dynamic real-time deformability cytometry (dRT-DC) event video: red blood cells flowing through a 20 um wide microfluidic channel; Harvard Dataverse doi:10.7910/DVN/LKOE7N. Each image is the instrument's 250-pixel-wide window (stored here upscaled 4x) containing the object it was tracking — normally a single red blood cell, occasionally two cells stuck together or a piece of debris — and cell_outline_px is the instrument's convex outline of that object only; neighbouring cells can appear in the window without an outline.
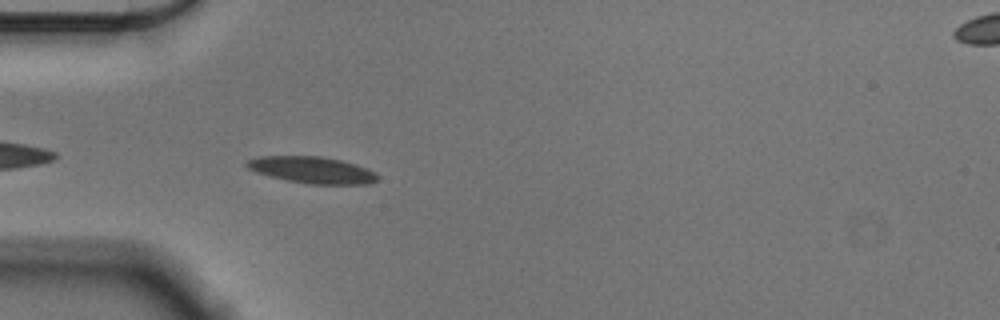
{"species": "Egyptian fruit bat (a non-hibernating species)", "species_latin": "Rousettus aegyptiacus", "temperature_condition": "cold", "stored_images_in_passage": 42, "camera_frame_rate_fps": 3000, "um_per_image_px": 0.085, "animal": {"sex": "male"}, "frame": {"image": 1, "passage_image": 3, "time_ms": 0.667, "image_size_px": [1000, 320], "cell_outline_px": [[380, 180], [368, 184], [308, 184], [288, 180], [256, 172], [248, 168], [244, 164], [248, 160], [256, 156], [320, 156], [340, 160], [356, 164], [376, 172], [380, 176]], "centroid_in_image_um": [26.57, 14.44], "position_along_channel_um": 58.4, "area_um2": 20.35}}
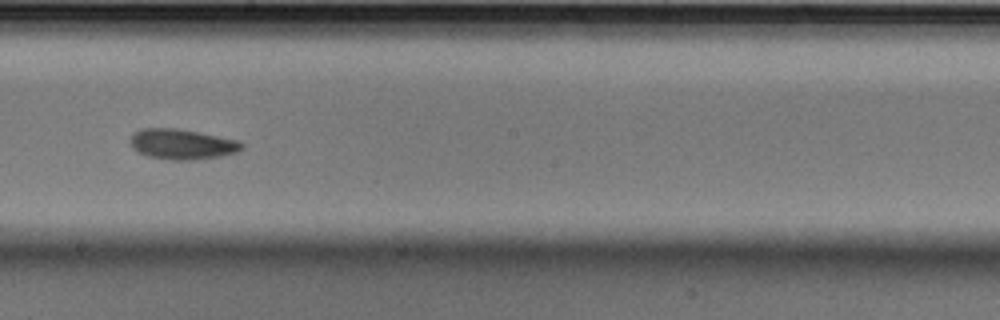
{"frame": {"image": 2, "passage_image": 18, "time_ms": 5.667, "image_size_px": [1000, 320], "cell_outline_px": [[244, 148], [236, 152], [220, 156], [192, 160], [172, 160], [148, 156], [136, 152], [132, 148], [128, 140], [132, 132], [140, 128], [176, 128], [200, 132], [240, 140], [244, 144]], "centroid_in_image_um": [15.44, 12.24], "position_along_channel_um": 232.8, "area_um2": 20.11}}
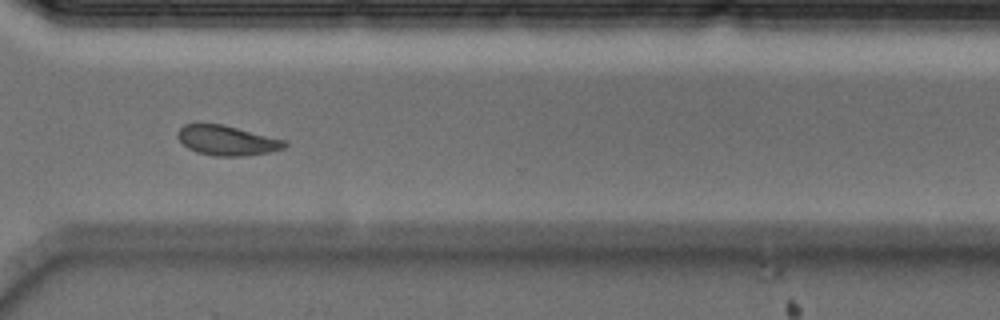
{"frame": {"image": 3, "passage_image": 28, "time_ms": 9.0, "image_size_px": [1000, 320], "cell_outline_px": [[288, 144], [284, 148], [268, 152], [240, 156], [216, 156], [196, 152], [188, 148], [176, 136], [176, 132], [184, 124], [220, 124], [284, 140]], "centroid_in_image_um": [19.24, 11.94], "position_along_channel_um": 351.4, "area_um2": 18.21}, "authors_computed_cell_mechanics": {"area_um2": 19.1607, "velocity_mm_per_s": 3.5662, "shape_relaxation_time_tau1_ms": 3.6979, "shape_relaxation_time_tau2_ms": 4.2558, "deformation_change_tau1": 0.1172, "deformation_change_tau2": 0.0922}}